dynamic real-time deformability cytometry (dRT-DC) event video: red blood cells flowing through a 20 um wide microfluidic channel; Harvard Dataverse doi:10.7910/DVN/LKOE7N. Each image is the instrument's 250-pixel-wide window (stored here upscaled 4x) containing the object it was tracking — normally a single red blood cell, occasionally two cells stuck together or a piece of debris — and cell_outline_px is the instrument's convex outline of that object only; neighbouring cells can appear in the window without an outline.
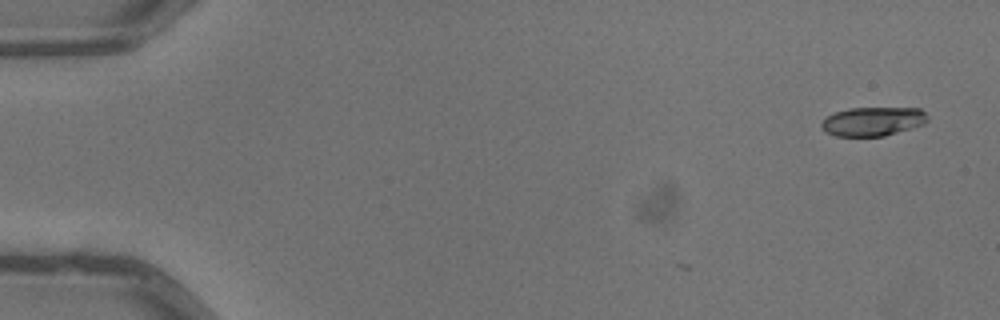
{"species": "common noctule bat (a hibernating species)", "species_latin": "Nyctalus noctula", "temperature_condition": "warm", "stored_images_in_passage": 3, "camera_frame_rate_fps": 3000, "um_per_image_px": 0.085, "animal": {"sex": "male", "body_mass_g": 13.3}, "frame": {"image": 1, "passage_image": 1, "time_ms": 0.0, "image_size_px": [1000, 320], "cell_outline_px": [[928, 120], [924, 124], [912, 128], [884, 136], [836, 136], [824, 132], [820, 128], [820, 124], [828, 116], [836, 112], [848, 108], [920, 108], [928, 116]], "centroid_in_image_um": [74.19, 10.32], "position_along_channel_um": 10.8, "area_um2": 17.98}}